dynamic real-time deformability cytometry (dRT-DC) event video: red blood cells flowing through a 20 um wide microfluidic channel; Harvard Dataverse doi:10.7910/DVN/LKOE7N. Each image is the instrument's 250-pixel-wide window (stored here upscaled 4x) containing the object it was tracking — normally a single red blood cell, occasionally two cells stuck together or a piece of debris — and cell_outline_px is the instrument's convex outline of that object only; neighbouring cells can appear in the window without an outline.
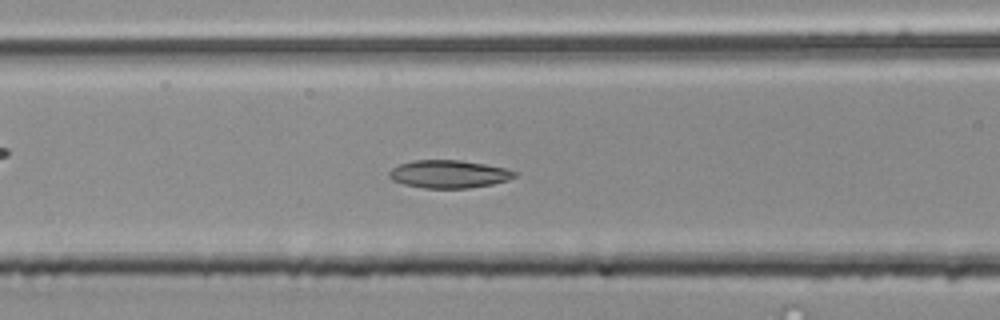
{"species": "common noctule bat (a hibernating species)", "species_latin": "Nyctalus noctula", "temperature_condition": "room temperature", "stored_images_in_passage": 54, "camera_frame_rate_fps": 3000, "um_per_image_px": 0.085, "animal": {"sex": "male", "body_mass_g": 20.4}, "frame": {"image": 1, "passage_image": 22, "time_ms": 7.0, "image_size_px": [1000, 320], "cell_outline_px": [[516, 176], [508, 180], [492, 184], [468, 188], [424, 188], [404, 184], [392, 180], [388, 176], [388, 172], [392, 168], [400, 164], [412, 160], [460, 160], [484, 164], [504, 168], [516, 172]], "centroid_in_image_um": [38.12, 14.79], "position_along_channel_um": 128.5, "area_um2": 20.29}}
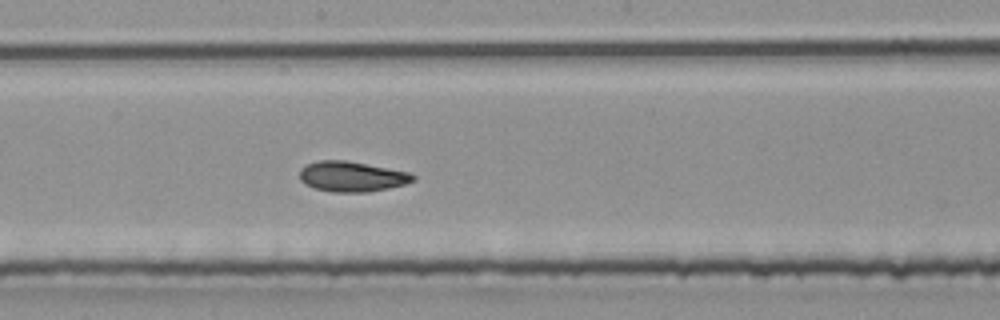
{"frame": {"image": 2, "passage_image": 29, "time_ms": 9.333, "image_size_px": [1000, 320], "cell_outline_px": [[416, 180], [404, 184], [388, 188], [368, 192], [332, 192], [316, 188], [304, 184], [300, 180], [300, 168], [304, 164], [320, 160], [344, 160], [412, 172], [416, 176]], "centroid_in_image_um": [29.91, 15.0], "position_along_channel_um": 218.3, "area_um2": 20.17}}
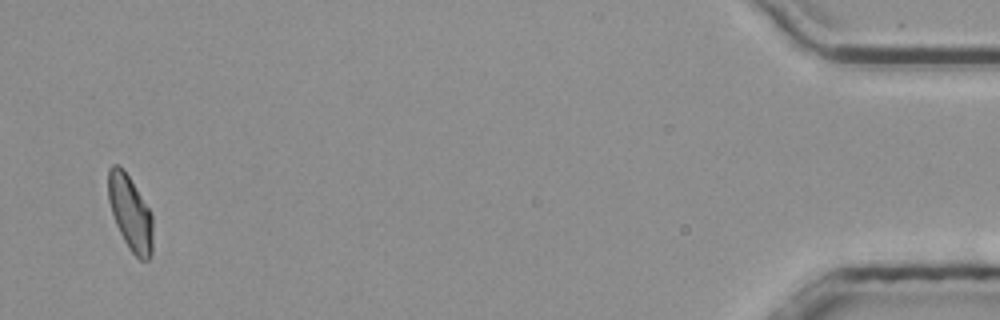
{"frame": {"image": 3, "passage_image": 52, "time_ms": 17.0, "image_size_px": [1000, 320], "cell_outline_px": [[152, 256], [148, 260], [140, 260], [128, 248], [116, 224], [108, 200], [108, 168], [112, 164], [116, 164], [128, 176], [152, 212]], "centroid_in_image_um": [11.08, 18.13], "position_along_channel_um": 424.1, "area_um2": 19.31}, "authors_computed_cell_mechanics": {"area_um2": 20.1433, "velocity_mm_per_s": 3.8617, "shape_relaxation_time_tau1_ms": 7.9233, "shape_relaxation_time_tau2_ms": 4.3886, "deformation_change_tau1": 0.1671, "deformation_change_tau2": 0.0805}}